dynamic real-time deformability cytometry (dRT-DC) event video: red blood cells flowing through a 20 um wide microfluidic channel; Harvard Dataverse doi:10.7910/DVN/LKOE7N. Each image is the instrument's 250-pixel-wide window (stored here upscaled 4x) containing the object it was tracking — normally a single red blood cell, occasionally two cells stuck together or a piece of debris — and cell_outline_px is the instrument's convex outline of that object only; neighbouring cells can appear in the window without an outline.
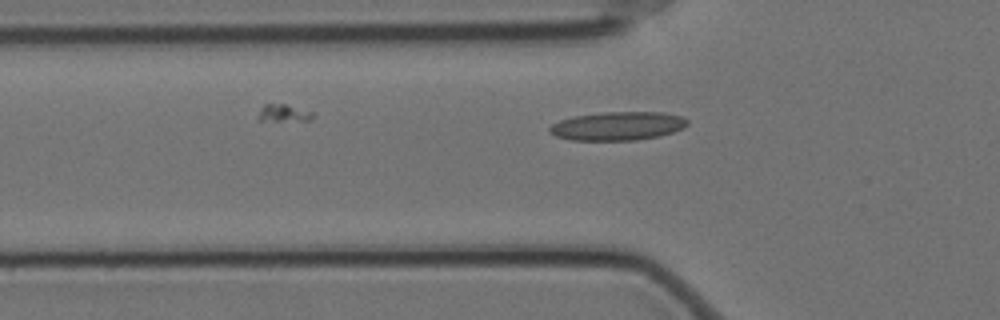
{"species": "Egyptian fruit bat (a non-hibernating species)", "species_latin": "Rousettus aegyptiacus", "temperature_condition": "cold", "stored_images_in_passage": 3, "camera_frame_rate_fps": 3000, "um_per_image_px": 0.085, "animal": {"sex": "female"}, "frame": {"image": 1, "passage_image": 3, "time_ms": 0.667, "image_size_px": [1000, 320], "cell_outline_px": [[688, 124], [684, 128], [660, 136], [636, 140], [572, 140], [556, 136], [548, 132], [548, 128], [552, 124], [560, 120], [572, 116], [604, 112], [664, 112], [680, 116], [688, 120]], "centroid_in_image_um": [52.49, 10.71], "position_along_channel_um": 73.3, "area_um2": 23.06}}